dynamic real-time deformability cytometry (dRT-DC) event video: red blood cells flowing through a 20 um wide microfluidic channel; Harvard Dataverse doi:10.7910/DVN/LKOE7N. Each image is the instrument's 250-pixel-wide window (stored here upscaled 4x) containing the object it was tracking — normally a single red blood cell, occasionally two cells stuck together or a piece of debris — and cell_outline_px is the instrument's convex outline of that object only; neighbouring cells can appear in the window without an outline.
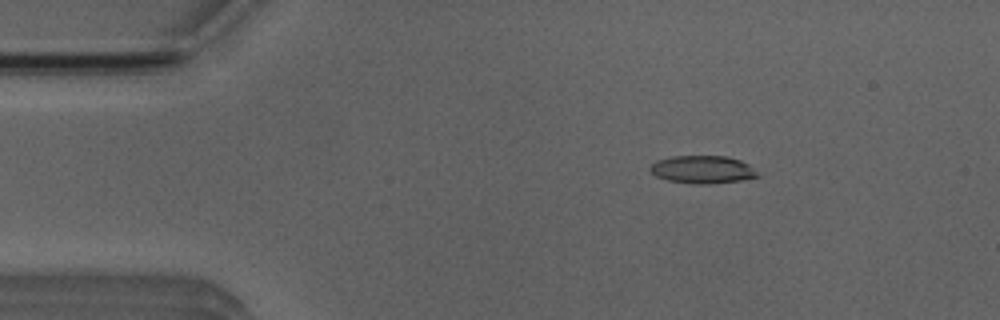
{"species": "Egyptian fruit bat (a non-hibernating species)", "species_latin": "Rousettus aegyptiacus", "temperature_condition": "room temperature", "stored_images_in_passage": 52, "camera_frame_rate_fps": 3000, "um_per_image_px": 0.085, "animal": {"sex": "male"}, "frame": {"image": 1, "passage_image": 8, "time_ms": 2.333, "image_size_px": [1000, 320], "cell_outline_px": [[760, 176], [740, 180], [708, 184], [692, 184], [668, 180], [656, 176], [648, 168], [656, 160], [672, 156], [728, 156], [740, 160], [748, 164]], "centroid_in_image_um": [59.69, 14.4], "position_along_channel_um": 25.3, "area_um2": 17.34}}
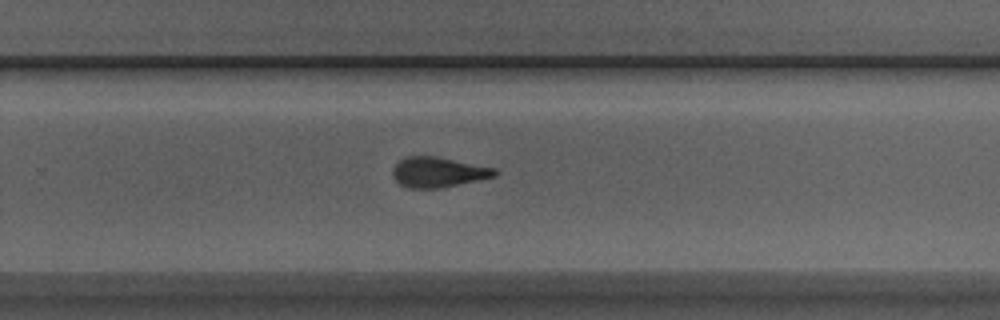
{"frame": {"image": 2, "passage_image": 33, "time_ms": 10.667, "image_size_px": [1000, 320], "cell_outline_px": [[500, 172], [496, 176], [440, 188], [408, 188], [400, 184], [392, 176], [392, 168], [400, 160], [408, 156], [436, 156], [496, 168]], "centroid_in_image_um": [37.25, 14.63], "position_along_channel_um": 292.5, "area_um2": 17.98}}
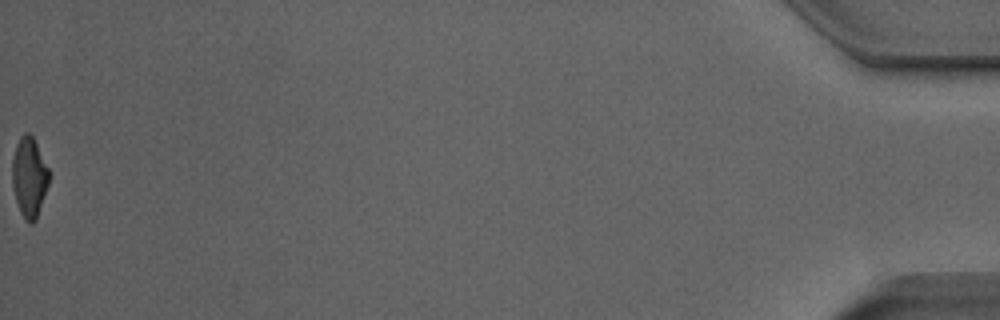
{"frame": {"image": 3, "passage_image": 52, "time_ms": 17.0, "image_size_px": [1000, 320], "cell_outline_px": [[52, 172], [36, 220], [32, 224], [28, 224], [24, 220], [20, 212], [16, 200], [12, 184], [12, 156], [16, 144], [20, 136], [24, 132], [28, 132], [32, 136]], "centroid_in_image_um": [2.49, 15.05], "position_along_channel_um": 432.7, "area_um2": 17.51}, "authors_computed_cell_mechanics": {"area_um2": 17.8602, "velocity_mm_per_s": 3.9451, "shape_relaxation_time_tau1_ms": 3.57, "shape_relaxation_time_tau2_ms": 2.0125, "deformation_change_tau1": 0.1701, "deformation_change_tau2": 0.0963}}